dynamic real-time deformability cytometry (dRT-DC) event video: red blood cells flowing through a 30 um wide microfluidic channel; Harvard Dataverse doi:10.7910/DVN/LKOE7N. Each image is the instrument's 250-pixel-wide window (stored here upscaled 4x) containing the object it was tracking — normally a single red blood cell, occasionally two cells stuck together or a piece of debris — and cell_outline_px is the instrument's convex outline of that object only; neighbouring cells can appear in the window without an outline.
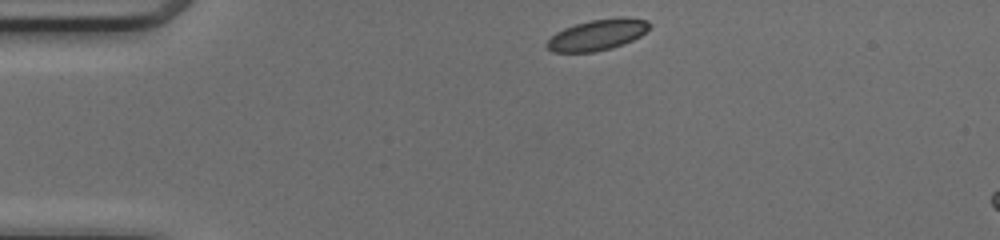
{"species": "common noctule bat (a hibernating species)", "species_latin": "Nyctalus noctula", "temperature_condition": "cold", "stored_images_in_passage": 7, "camera_frame_rate_fps": 3000, "um_per_image_px": 0.085, "animal": {"sex": "female", "body_mass_g": 17.0, "forearm_length_mm": 48.0}, "frame": {"image": 1, "passage_image": 1, "time_ms": 0.0, "image_size_px": [1000, 240], "cell_outline_px": [[652, 28], [640, 36], [624, 44], [612, 48], [592, 52], [552, 52], [544, 44], [556, 32], [564, 28], [576, 24], [592, 20], [620, 16], [624, 16], [648, 20], [652, 24]], "centroid_in_image_um": [50.83, 2.95], "position_along_channel_um": 34.2, "area_um2": 18.73}}